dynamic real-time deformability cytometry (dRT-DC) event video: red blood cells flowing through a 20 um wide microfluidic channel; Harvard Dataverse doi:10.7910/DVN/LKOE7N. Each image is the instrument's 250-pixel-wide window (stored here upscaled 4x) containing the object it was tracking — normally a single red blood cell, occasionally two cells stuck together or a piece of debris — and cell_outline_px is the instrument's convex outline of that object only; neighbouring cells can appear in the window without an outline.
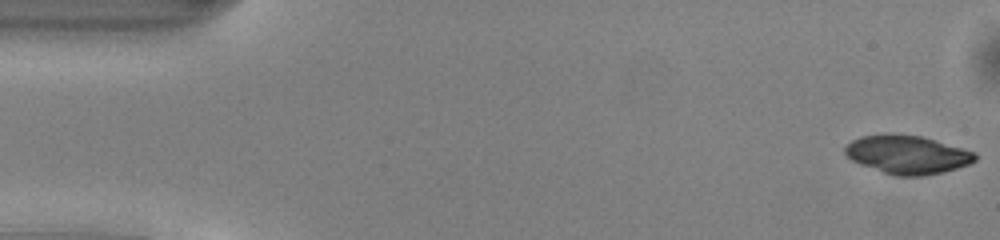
{"species": "common noctule bat (a hibernating species)", "species_latin": "Nyctalus noctula", "temperature_condition": "warm", "stored_images_in_passage": 48, "camera_frame_rate_fps": 3000, "um_per_image_px": 0.085, "animal": {"sex": "male", "body_mass_g": 13.0, "forearm_length_mm": 53.1}, "frame": {"image": 1, "passage_image": 1, "time_ms": 0.0, "image_size_px": [1000, 240], "cell_outline_px": [[976, 160], [968, 164], [944, 172], [920, 176], [896, 176], [860, 164], [852, 160], [844, 152], [844, 148], [852, 140], [860, 136], [884, 132], [888, 132], [920, 136], [976, 152]], "centroid_in_image_um": [77.09, 13.12], "position_along_channel_um": 7.9, "area_um2": 29.19}}
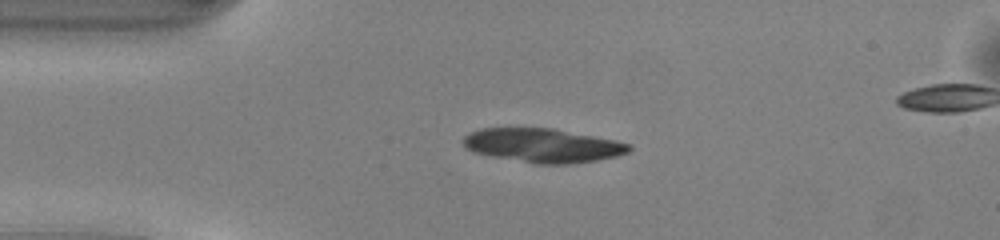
{"frame": {"image": 2, "passage_image": 11, "time_ms": 3.333, "image_size_px": [1000, 240], "cell_outline_px": [[632, 148], [628, 152], [616, 156], [596, 160], [568, 164], [536, 164], [492, 156], [472, 152], [464, 148], [460, 140], [468, 132], [480, 128], [552, 128], [616, 140], [632, 144]], "centroid_in_image_um": [46.09, 12.36], "position_along_channel_um": 38.9, "area_um2": 33.06}}